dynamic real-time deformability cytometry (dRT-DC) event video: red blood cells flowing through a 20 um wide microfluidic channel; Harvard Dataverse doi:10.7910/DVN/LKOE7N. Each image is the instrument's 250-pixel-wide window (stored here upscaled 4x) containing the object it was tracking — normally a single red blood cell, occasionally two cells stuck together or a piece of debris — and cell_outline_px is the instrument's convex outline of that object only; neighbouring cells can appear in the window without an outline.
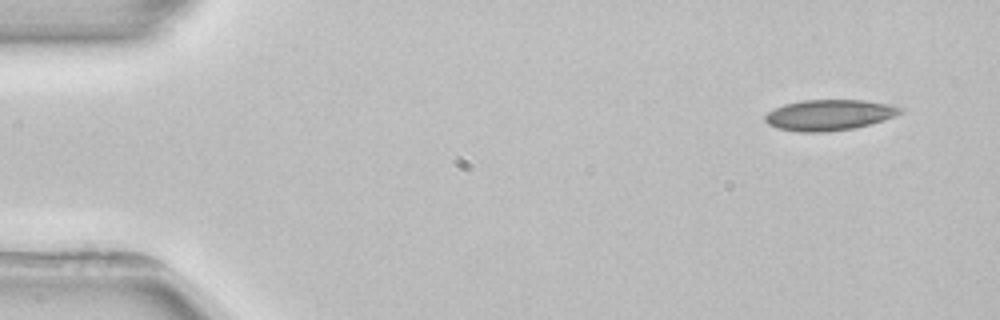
{"species": "common noctule bat (a hibernating species)", "species_latin": "Nyctalus noctula", "temperature_condition": "room temperature", "stored_images_in_passage": 4, "camera_frame_rate_fps": 3000, "um_per_image_px": 0.085, "animal": {"sex": "female", "body_mass_g": 22.7, "forearm_length_mm": 54.2}, "frame": {"image": 1, "passage_image": 1, "time_ms": 0.0, "image_size_px": [1000, 320], "cell_outline_px": [[904, 112], [896, 116], [884, 120], [856, 128], [824, 132], [800, 132], [776, 128], [768, 124], [764, 120], [764, 116], [768, 112], [784, 104], [800, 100], [864, 100], [888, 104], [904, 108]], "centroid_in_image_um": [70.5, 9.77], "position_along_channel_um": 14.5, "area_um2": 24.45}}
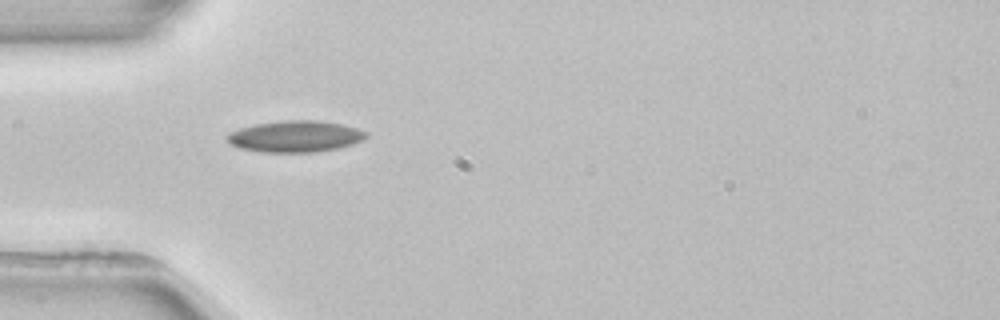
{"frame": {"image": 2, "passage_image": 4, "time_ms": 4.0, "image_size_px": [1000, 320], "cell_outline_px": [[368, 136], [352, 144], [336, 148], [316, 152], [260, 152], [240, 148], [232, 144], [228, 140], [228, 132], [240, 128], [256, 124], [284, 120], [316, 120], [340, 124], [356, 128], [368, 132]], "centroid_in_image_um": [25.09, 11.59], "position_along_channel_um": 59.9, "area_um2": 25.2}}